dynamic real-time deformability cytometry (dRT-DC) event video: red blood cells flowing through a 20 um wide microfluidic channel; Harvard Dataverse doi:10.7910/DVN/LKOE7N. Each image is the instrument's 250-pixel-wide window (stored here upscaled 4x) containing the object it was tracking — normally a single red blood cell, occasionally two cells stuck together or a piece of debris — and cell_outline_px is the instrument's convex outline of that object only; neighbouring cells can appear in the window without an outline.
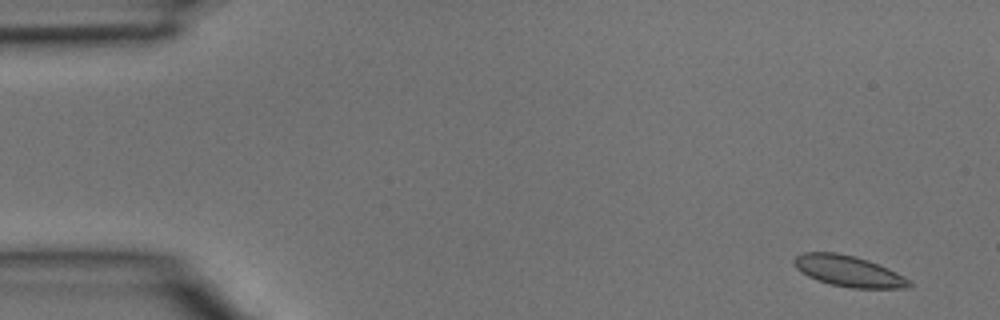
{"species": "common noctule bat (a hibernating species)", "species_latin": "Nyctalus noctula", "temperature_condition": "room temperature", "stored_images_in_passage": 5, "camera_frame_rate_fps": 3000, "um_per_image_px": 0.085, "animal": {"sex": "male", "body_mass_g": 15.6}, "frame": {"image": 1, "passage_image": 1, "time_ms": 0.0, "image_size_px": [1000, 320], "cell_outline_px": [[912, 284], [908, 288], [852, 288], [832, 284], [816, 280], [800, 272], [792, 264], [792, 260], [796, 256], [804, 252], [836, 252], [856, 256], [868, 260], [888, 268], [912, 280]], "centroid_in_image_um": [72.12, 23.04], "position_along_channel_um": 12.9, "area_um2": 20.98}}